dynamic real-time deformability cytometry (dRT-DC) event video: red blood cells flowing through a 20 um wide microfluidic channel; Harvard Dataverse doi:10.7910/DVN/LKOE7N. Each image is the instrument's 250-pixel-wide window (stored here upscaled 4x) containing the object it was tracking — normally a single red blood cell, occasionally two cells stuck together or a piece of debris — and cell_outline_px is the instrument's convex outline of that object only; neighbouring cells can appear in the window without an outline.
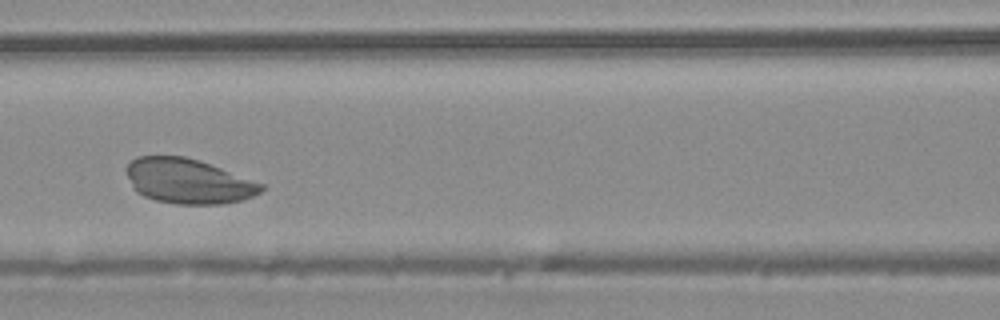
{"species": "common noctule bat (a hibernating species)", "species_latin": "Nyctalus noctula", "temperature_condition": "warm", "stored_images_in_passage": 38, "camera_frame_rate_fps": 3000, "um_per_image_px": 0.085, "animal": {"sex": "male", "body_mass_g": 20.4}, "frame": {"image": 1, "passage_image": 14, "time_ms": 4.333, "image_size_px": [1000, 320], "cell_outline_px": [[264, 188], [260, 192], [244, 200], [220, 204], [176, 204], [156, 200], [144, 196], [136, 192], [124, 168], [136, 156], [184, 156], [200, 160], [264, 184]], "centroid_in_image_um": [16.0, 15.39], "position_along_channel_um": 150.6, "area_um2": 35.26}}
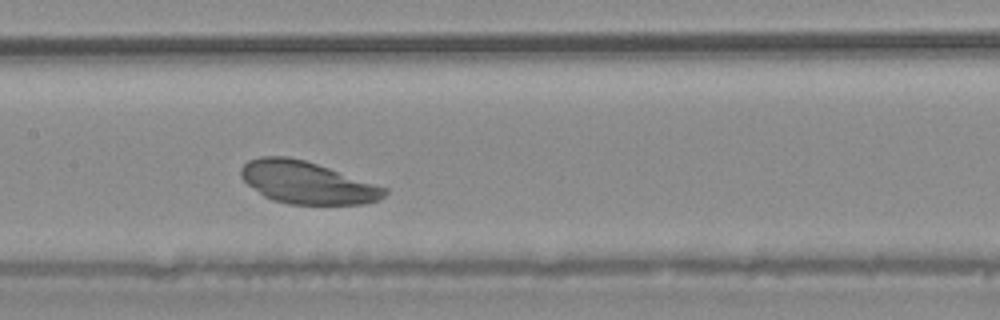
{"frame": {"image": 2, "passage_image": 16, "time_ms": 5.0, "image_size_px": [1000, 320], "cell_outline_px": [[388, 192], [380, 200], [368, 204], [288, 204], [272, 200], [264, 196], [248, 184], [240, 176], [240, 168], [248, 160], [260, 156], [288, 156], [304, 160], [388, 188]], "centroid_in_image_um": [26.09, 15.52], "position_along_channel_um": 181.3, "area_um2": 35.32}}
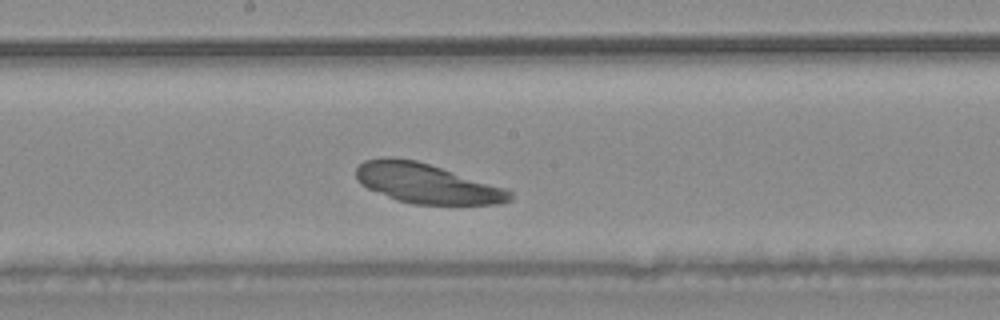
{"frame": {"image": 3, "passage_image": 18, "time_ms": 5.667, "image_size_px": [1000, 320], "cell_outline_px": [[512, 200], [500, 204], [412, 204], [396, 200], [368, 188], [360, 184], [356, 176], [356, 168], [364, 160], [388, 156], [416, 160], [508, 188], [512, 192]], "centroid_in_image_um": [36.29, 15.59], "position_along_channel_um": 211.9, "area_um2": 35.78}}